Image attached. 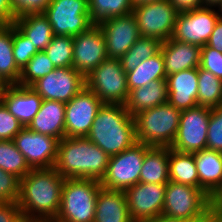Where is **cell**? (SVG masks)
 <instances>
[{"mask_svg": "<svg viewBox=\"0 0 222 222\" xmlns=\"http://www.w3.org/2000/svg\"><path fill=\"white\" fill-rule=\"evenodd\" d=\"M65 178L56 169H32L20 180L18 206L24 220L53 221L60 209Z\"/></svg>", "mask_w": 222, "mask_h": 222, "instance_id": "6da1fadb", "label": "cell"}, {"mask_svg": "<svg viewBox=\"0 0 222 222\" xmlns=\"http://www.w3.org/2000/svg\"><path fill=\"white\" fill-rule=\"evenodd\" d=\"M110 156L87 137H64L59 141L54 168L65 179L104 177Z\"/></svg>", "mask_w": 222, "mask_h": 222, "instance_id": "7a4b0ae2", "label": "cell"}, {"mask_svg": "<svg viewBox=\"0 0 222 222\" xmlns=\"http://www.w3.org/2000/svg\"><path fill=\"white\" fill-rule=\"evenodd\" d=\"M86 137L109 156L119 154L137 142L134 117L124 104H103Z\"/></svg>", "mask_w": 222, "mask_h": 222, "instance_id": "3957f363", "label": "cell"}, {"mask_svg": "<svg viewBox=\"0 0 222 222\" xmlns=\"http://www.w3.org/2000/svg\"><path fill=\"white\" fill-rule=\"evenodd\" d=\"M181 112L167 102L136 114L137 142L147 146L170 147L178 131Z\"/></svg>", "mask_w": 222, "mask_h": 222, "instance_id": "277c9868", "label": "cell"}, {"mask_svg": "<svg viewBox=\"0 0 222 222\" xmlns=\"http://www.w3.org/2000/svg\"><path fill=\"white\" fill-rule=\"evenodd\" d=\"M95 179H65L61 205L54 222H93L97 195L101 188Z\"/></svg>", "mask_w": 222, "mask_h": 222, "instance_id": "5b68a950", "label": "cell"}, {"mask_svg": "<svg viewBox=\"0 0 222 222\" xmlns=\"http://www.w3.org/2000/svg\"><path fill=\"white\" fill-rule=\"evenodd\" d=\"M85 86L104 104H125L128 99L127 76L119 59L104 60L85 77Z\"/></svg>", "mask_w": 222, "mask_h": 222, "instance_id": "8992f818", "label": "cell"}, {"mask_svg": "<svg viewBox=\"0 0 222 222\" xmlns=\"http://www.w3.org/2000/svg\"><path fill=\"white\" fill-rule=\"evenodd\" d=\"M146 145L135 142L119 154L110 156L107 170L100 184L103 188L126 191L140 182V172Z\"/></svg>", "mask_w": 222, "mask_h": 222, "instance_id": "52a82bcc", "label": "cell"}, {"mask_svg": "<svg viewBox=\"0 0 222 222\" xmlns=\"http://www.w3.org/2000/svg\"><path fill=\"white\" fill-rule=\"evenodd\" d=\"M210 196L202 189L169 181L166 184L162 215L187 220L210 208Z\"/></svg>", "mask_w": 222, "mask_h": 222, "instance_id": "ba28073f", "label": "cell"}, {"mask_svg": "<svg viewBox=\"0 0 222 222\" xmlns=\"http://www.w3.org/2000/svg\"><path fill=\"white\" fill-rule=\"evenodd\" d=\"M43 15L57 36H76L92 25L88 0H51Z\"/></svg>", "mask_w": 222, "mask_h": 222, "instance_id": "9c48e42d", "label": "cell"}, {"mask_svg": "<svg viewBox=\"0 0 222 222\" xmlns=\"http://www.w3.org/2000/svg\"><path fill=\"white\" fill-rule=\"evenodd\" d=\"M179 11L170 0H161L133 8L141 37L157 38L161 42L172 38Z\"/></svg>", "mask_w": 222, "mask_h": 222, "instance_id": "30bf717a", "label": "cell"}, {"mask_svg": "<svg viewBox=\"0 0 222 222\" xmlns=\"http://www.w3.org/2000/svg\"><path fill=\"white\" fill-rule=\"evenodd\" d=\"M211 108L196 106L183 110L176 137L171 149L183 153H195L207 149V133Z\"/></svg>", "mask_w": 222, "mask_h": 222, "instance_id": "8fae6325", "label": "cell"}, {"mask_svg": "<svg viewBox=\"0 0 222 222\" xmlns=\"http://www.w3.org/2000/svg\"><path fill=\"white\" fill-rule=\"evenodd\" d=\"M219 18L216 7H202L179 12L172 39L205 46Z\"/></svg>", "mask_w": 222, "mask_h": 222, "instance_id": "7c38bea8", "label": "cell"}, {"mask_svg": "<svg viewBox=\"0 0 222 222\" xmlns=\"http://www.w3.org/2000/svg\"><path fill=\"white\" fill-rule=\"evenodd\" d=\"M103 104L86 86L65 103V137H86Z\"/></svg>", "mask_w": 222, "mask_h": 222, "instance_id": "4fadbf2b", "label": "cell"}, {"mask_svg": "<svg viewBox=\"0 0 222 222\" xmlns=\"http://www.w3.org/2000/svg\"><path fill=\"white\" fill-rule=\"evenodd\" d=\"M30 87L43 100L67 103L85 87V78L73 67L55 68Z\"/></svg>", "mask_w": 222, "mask_h": 222, "instance_id": "5bb4252c", "label": "cell"}, {"mask_svg": "<svg viewBox=\"0 0 222 222\" xmlns=\"http://www.w3.org/2000/svg\"><path fill=\"white\" fill-rule=\"evenodd\" d=\"M108 58L104 35L99 25L73 36V68L84 78Z\"/></svg>", "mask_w": 222, "mask_h": 222, "instance_id": "9a60e30c", "label": "cell"}, {"mask_svg": "<svg viewBox=\"0 0 222 222\" xmlns=\"http://www.w3.org/2000/svg\"><path fill=\"white\" fill-rule=\"evenodd\" d=\"M31 169L53 168L57 158L59 139L39 134L24 127L13 139Z\"/></svg>", "mask_w": 222, "mask_h": 222, "instance_id": "2e32d148", "label": "cell"}, {"mask_svg": "<svg viewBox=\"0 0 222 222\" xmlns=\"http://www.w3.org/2000/svg\"><path fill=\"white\" fill-rule=\"evenodd\" d=\"M166 184L137 183L125 191L132 222H147L162 215Z\"/></svg>", "mask_w": 222, "mask_h": 222, "instance_id": "e0dca14e", "label": "cell"}, {"mask_svg": "<svg viewBox=\"0 0 222 222\" xmlns=\"http://www.w3.org/2000/svg\"><path fill=\"white\" fill-rule=\"evenodd\" d=\"M99 26L104 35L108 58L120 59L141 37L132 13L112 17Z\"/></svg>", "mask_w": 222, "mask_h": 222, "instance_id": "ac0fdd59", "label": "cell"}, {"mask_svg": "<svg viewBox=\"0 0 222 222\" xmlns=\"http://www.w3.org/2000/svg\"><path fill=\"white\" fill-rule=\"evenodd\" d=\"M1 101L23 127H28L40 110L43 99L30 86L11 84L5 88Z\"/></svg>", "mask_w": 222, "mask_h": 222, "instance_id": "d6986e66", "label": "cell"}, {"mask_svg": "<svg viewBox=\"0 0 222 222\" xmlns=\"http://www.w3.org/2000/svg\"><path fill=\"white\" fill-rule=\"evenodd\" d=\"M166 82L169 104L181 111L198 106V68L168 75Z\"/></svg>", "mask_w": 222, "mask_h": 222, "instance_id": "ffe728a7", "label": "cell"}, {"mask_svg": "<svg viewBox=\"0 0 222 222\" xmlns=\"http://www.w3.org/2000/svg\"><path fill=\"white\" fill-rule=\"evenodd\" d=\"M160 50L167 76L182 70L198 68L200 65L201 46L170 38L162 42Z\"/></svg>", "mask_w": 222, "mask_h": 222, "instance_id": "44dd1931", "label": "cell"}, {"mask_svg": "<svg viewBox=\"0 0 222 222\" xmlns=\"http://www.w3.org/2000/svg\"><path fill=\"white\" fill-rule=\"evenodd\" d=\"M28 128L36 133L62 140L65 137V103L43 100Z\"/></svg>", "mask_w": 222, "mask_h": 222, "instance_id": "7402d4cb", "label": "cell"}, {"mask_svg": "<svg viewBox=\"0 0 222 222\" xmlns=\"http://www.w3.org/2000/svg\"><path fill=\"white\" fill-rule=\"evenodd\" d=\"M93 222H132L125 191L101 187Z\"/></svg>", "mask_w": 222, "mask_h": 222, "instance_id": "603a6c76", "label": "cell"}, {"mask_svg": "<svg viewBox=\"0 0 222 222\" xmlns=\"http://www.w3.org/2000/svg\"><path fill=\"white\" fill-rule=\"evenodd\" d=\"M198 172L199 188L210 197L222 188V152L201 150L194 153Z\"/></svg>", "mask_w": 222, "mask_h": 222, "instance_id": "cb8c5ba5", "label": "cell"}, {"mask_svg": "<svg viewBox=\"0 0 222 222\" xmlns=\"http://www.w3.org/2000/svg\"><path fill=\"white\" fill-rule=\"evenodd\" d=\"M168 89L166 79L150 81L147 85L129 91L124 104L134 117L141 111L167 103Z\"/></svg>", "mask_w": 222, "mask_h": 222, "instance_id": "d4e9b609", "label": "cell"}, {"mask_svg": "<svg viewBox=\"0 0 222 222\" xmlns=\"http://www.w3.org/2000/svg\"><path fill=\"white\" fill-rule=\"evenodd\" d=\"M170 147L146 145V153L140 172V183L167 184L169 180Z\"/></svg>", "mask_w": 222, "mask_h": 222, "instance_id": "484cf974", "label": "cell"}, {"mask_svg": "<svg viewBox=\"0 0 222 222\" xmlns=\"http://www.w3.org/2000/svg\"><path fill=\"white\" fill-rule=\"evenodd\" d=\"M35 46L43 51L53 38L52 27L43 13L25 14L16 17L13 23Z\"/></svg>", "mask_w": 222, "mask_h": 222, "instance_id": "4316f807", "label": "cell"}, {"mask_svg": "<svg viewBox=\"0 0 222 222\" xmlns=\"http://www.w3.org/2000/svg\"><path fill=\"white\" fill-rule=\"evenodd\" d=\"M129 91L147 85L150 81L166 79L164 58L161 50L141 62L135 69L126 72Z\"/></svg>", "mask_w": 222, "mask_h": 222, "instance_id": "83f0119b", "label": "cell"}, {"mask_svg": "<svg viewBox=\"0 0 222 222\" xmlns=\"http://www.w3.org/2000/svg\"><path fill=\"white\" fill-rule=\"evenodd\" d=\"M169 180L199 188V178L194 153L178 152L170 148Z\"/></svg>", "mask_w": 222, "mask_h": 222, "instance_id": "f1b7e54d", "label": "cell"}, {"mask_svg": "<svg viewBox=\"0 0 222 222\" xmlns=\"http://www.w3.org/2000/svg\"><path fill=\"white\" fill-rule=\"evenodd\" d=\"M20 74L14 61L12 24L0 25V77L9 85L18 84Z\"/></svg>", "mask_w": 222, "mask_h": 222, "instance_id": "f546056e", "label": "cell"}, {"mask_svg": "<svg viewBox=\"0 0 222 222\" xmlns=\"http://www.w3.org/2000/svg\"><path fill=\"white\" fill-rule=\"evenodd\" d=\"M90 22L100 25L112 17L124 16L132 13L131 0H88Z\"/></svg>", "mask_w": 222, "mask_h": 222, "instance_id": "4dcf8cb0", "label": "cell"}, {"mask_svg": "<svg viewBox=\"0 0 222 222\" xmlns=\"http://www.w3.org/2000/svg\"><path fill=\"white\" fill-rule=\"evenodd\" d=\"M197 104L209 108L222 105V80L200 67H198Z\"/></svg>", "mask_w": 222, "mask_h": 222, "instance_id": "1f68e13d", "label": "cell"}, {"mask_svg": "<svg viewBox=\"0 0 222 222\" xmlns=\"http://www.w3.org/2000/svg\"><path fill=\"white\" fill-rule=\"evenodd\" d=\"M162 42L157 38L139 37L132 47L119 60L125 72L138 67L142 61L160 50Z\"/></svg>", "mask_w": 222, "mask_h": 222, "instance_id": "d6a6232c", "label": "cell"}, {"mask_svg": "<svg viewBox=\"0 0 222 222\" xmlns=\"http://www.w3.org/2000/svg\"><path fill=\"white\" fill-rule=\"evenodd\" d=\"M0 169L20 180L32 170L13 140H0Z\"/></svg>", "mask_w": 222, "mask_h": 222, "instance_id": "836d02e7", "label": "cell"}, {"mask_svg": "<svg viewBox=\"0 0 222 222\" xmlns=\"http://www.w3.org/2000/svg\"><path fill=\"white\" fill-rule=\"evenodd\" d=\"M44 52L55 68L73 67V36L54 35Z\"/></svg>", "mask_w": 222, "mask_h": 222, "instance_id": "e575fe53", "label": "cell"}, {"mask_svg": "<svg viewBox=\"0 0 222 222\" xmlns=\"http://www.w3.org/2000/svg\"><path fill=\"white\" fill-rule=\"evenodd\" d=\"M53 70H55V66L44 50L38 51L21 70L18 85L31 86L39 78L48 75Z\"/></svg>", "mask_w": 222, "mask_h": 222, "instance_id": "d590c367", "label": "cell"}, {"mask_svg": "<svg viewBox=\"0 0 222 222\" xmlns=\"http://www.w3.org/2000/svg\"><path fill=\"white\" fill-rule=\"evenodd\" d=\"M12 42L14 61L22 70L38 50L14 24H12Z\"/></svg>", "mask_w": 222, "mask_h": 222, "instance_id": "8d00e7d4", "label": "cell"}, {"mask_svg": "<svg viewBox=\"0 0 222 222\" xmlns=\"http://www.w3.org/2000/svg\"><path fill=\"white\" fill-rule=\"evenodd\" d=\"M207 149L222 152V105L211 108L207 133Z\"/></svg>", "mask_w": 222, "mask_h": 222, "instance_id": "74e56055", "label": "cell"}, {"mask_svg": "<svg viewBox=\"0 0 222 222\" xmlns=\"http://www.w3.org/2000/svg\"><path fill=\"white\" fill-rule=\"evenodd\" d=\"M20 179L0 169V203L18 202Z\"/></svg>", "mask_w": 222, "mask_h": 222, "instance_id": "f35d334b", "label": "cell"}, {"mask_svg": "<svg viewBox=\"0 0 222 222\" xmlns=\"http://www.w3.org/2000/svg\"><path fill=\"white\" fill-rule=\"evenodd\" d=\"M23 128L0 100V140H13Z\"/></svg>", "mask_w": 222, "mask_h": 222, "instance_id": "ab89813d", "label": "cell"}, {"mask_svg": "<svg viewBox=\"0 0 222 222\" xmlns=\"http://www.w3.org/2000/svg\"><path fill=\"white\" fill-rule=\"evenodd\" d=\"M199 67L222 80V53L207 45L202 46Z\"/></svg>", "mask_w": 222, "mask_h": 222, "instance_id": "60d3db41", "label": "cell"}, {"mask_svg": "<svg viewBox=\"0 0 222 222\" xmlns=\"http://www.w3.org/2000/svg\"><path fill=\"white\" fill-rule=\"evenodd\" d=\"M51 0H11L12 9L16 17L25 14L43 13Z\"/></svg>", "mask_w": 222, "mask_h": 222, "instance_id": "b9f144b4", "label": "cell"}, {"mask_svg": "<svg viewBox=\"0 0 222 222\" xmlns=\"http://www.w3.org/2000/svg\"><path fill=\"white\" fill-rule=\"evenodd\" d=\"M18 202L0 203V222H23Z\"/></svg>", "mask_w": 222, "mask_h": 222, "instance_id": "7bdbcfd3", "label": "cell"}, {"mask_svg": "<svg viewBox=\"0 0 222 222\" xmlns=\"http://www.w3.org/2000/svg\"><path fill=\"white\" fill-rule=\"evenodd\" d=\"M206 45L222 53V18H218Z\"/></svg>", "mask_w": 222, "mask_h": 222, "instance_id": "ee69618b", "label": "cell"}, {"mask_svg": "<svg viewBox=\"0 0 222 222\" xmlns=\"http://www.w3.org/2000/svg\"><path fill=\"white\" fill-rule=\"evenodd\" d=\"M15 18L11 0H0V25L13 24Z\"/></svg>", "mask_w": 222, "mask_h": 222, "instance_id": "f6af8a7d", "label": "cell"}, {"mask_svg": "<svg viewBox=\"0 0 222 222\" xmlns=\"http://www.w3.org/2000/svg\"><path fill=\"white\" fill-rule=\"evenodd\" d=\"M210 207L215 220L222 222V188L218 189L210 198Z\"/></svg>", "mask_w": 222, "mask_h": 222, "instance_id": "bcb514c9", "label": "cell"}, {"mask_svg": "<svg viewBox=\"0 0 222 222\" xmlns=\"http://www.w3.org/2000/svg\"><path fill=\"white\" fill-rule=\"evenodd\" d=\"M170 2L179 12L203 7V0H170Z\"/></svg>", "mask_w": 222, "mask_h": 222, "instance_id": "7dc6e473", "label": "cell"}, {"mask_svg": "<svg viewBox=\"0 0 222 222\" xmlns=\"http://www.w3.org/2000/svg\"><path fill=\"white\" fill-rule=\"evenodd\" d=\"M181 222H217V221L215 220L213 211L210 207L203 215H200L192 219L181 220Z\"/></svg>", "mask_w": 222, "mask_h": 222, "instance_id": "c3c4849f", "label": "cell"}, {"mask_svg": "<svg viewBox=\"0 0 222 222\" xmlns=\"http://www.w3.org/2000/svg\"><path fill=\"white\" fill-rule=\"evenodd\" d=\"M147 222H181V219L169 218L164 215H160L157 218Z\"/></svg>", "mask_w": 222, "mask_h": 222, "instance_id": "681fc988", "label": "cell"}, {"mask_svg": "<svg viewBox=\"0 0 222 222\" xmlns=\"http://www.w3.org/2000/svg\"><path fill=\"white\" fill-rule=\"evenodd\" d=\"M222 0H203V7H216Z\"/></svg>", "mask_w": 222, "mask_h": 222, "instance_id": "f907efd6", "label": "cell"}, {"mask_svg": "<svg viewBox=\"0 0 222 222\" xmlns=\"http://www.w3.org/2000/svg\"><path fill=\"white\" fill-rule=\"evenodd\" d=\"M156 1H161V0H131V3L133 7H136L138 5L146 4L149 2H156Z\"/></svg>", "mask_w": 222, "mask_h": 222, "instance_id": "816d5d0a", "label": "cell"}, {"mask_svg": "<svg viewBox=\"0 0 222 222\" xmlns=\"http://www.w3.org/2000/svg\"><path fill=\"white\" fill-rule=\"evenodd\" d=\"M9 84L6 83L1 77H0V100H1V97L3 95V92L5 90V88L8 86Z\"/></svg>", "mask_w": 222, "mask_h": 222, "instance_id": "f5cc1de1", "label": "cell"}, {"mask_svg": "<svg viewBox=\"0 0 222 222\" xmlns=\"http://www.w3.org/2000/svg\"><path fill=\"white\" fill-rule=\"evenodd\" d=\"M218 15L220 18H222V1L218 4V6H216Z\"/></svg>", "mask_w": 222, "mask_h": 222, "instance_id": "db71d44e", "label": "cell"}, {"mask_svg": "<svg viewBox=\"0 0 222 222\" xmlns=\"http://www.w3.org/2000/svg\"><path fill=\"white\" fill-rule=\"evenodd\" d=\"M28 222H54V221H43V220H41V221H28Z\"/></svg>", "mask_w": 222, "mask_h": 222, "instance_id": "11a10c76", "label": "cell"}]
</instances>
